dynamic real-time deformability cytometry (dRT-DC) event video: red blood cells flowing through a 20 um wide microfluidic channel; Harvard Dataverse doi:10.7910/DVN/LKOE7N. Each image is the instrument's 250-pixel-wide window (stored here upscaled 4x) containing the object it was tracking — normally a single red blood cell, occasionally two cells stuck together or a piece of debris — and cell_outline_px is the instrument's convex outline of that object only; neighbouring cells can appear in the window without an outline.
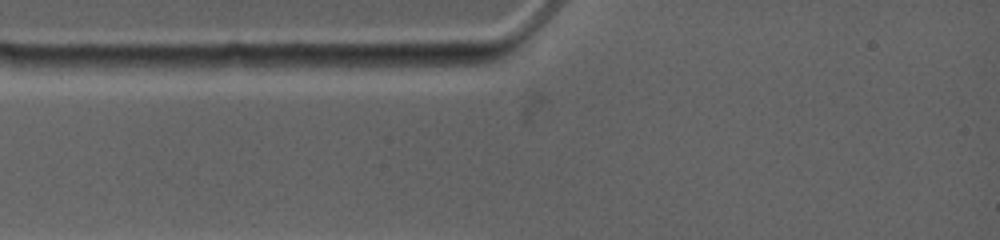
{"species": "common noctule bat (a hibernating species)", "species_latin": "Nyctalus noctula", "temperature_condition": "warm", "stored_images_in_passage": 2, "camera_frame_rate_fps": 4500, "um_per_image_px": 0.085, "animal": {"sex": "female", "body_mass_g": 19.0, "forearm_length_mm": 53.3}, "frame": {"image": 1, "passage_image": 2, "time_ms": 0.444, "image_size_px": [1000, 240], "cell_outline_px": [[492, 60], [476, 64], [344, 72], [336, 64], [336, 56], [480, 52], [488, 52]], "centroid_in_image_um": [34.75, 5.18], "position_along_channel_um": 50.3, "area_um2": 15.14}}